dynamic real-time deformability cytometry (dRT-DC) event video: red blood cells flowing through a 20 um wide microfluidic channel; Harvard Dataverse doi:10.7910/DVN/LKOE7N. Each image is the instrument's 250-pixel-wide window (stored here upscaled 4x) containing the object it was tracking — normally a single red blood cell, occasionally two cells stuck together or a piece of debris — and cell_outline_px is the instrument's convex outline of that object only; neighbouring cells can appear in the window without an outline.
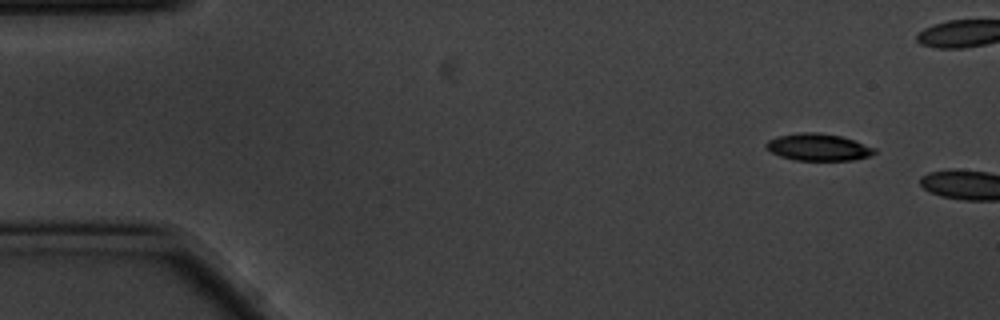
{"species": "common noctule bat (a hibernating species)", "species_latin": "Nyctalus noctula", "temperature_condition": "cold", "stored_images_in_passage": 2, "camera_frame_rate_fps": 3000, "um_per_image_px": 0.085, "animal": {"sex": "male", "body_mass_g": 20.1, "forearm_length_mm": 53.5}, "frame": {"image": 1, "passage_image": 1, "time_ms": 0.0, "image_size_px": [1000, 320], "cell_outline_px": [[876, 152], [868, 156], [852, 160], [796, 160], [780, 156], [764, 148], [764, 144], [768, 140], [776, 136], [800, 132], [816, 132], [840, 136], [876, 148]], "centroid_in_image_um": [69.49, 12.5], "position_along_channel_um": 15.5, "area_um2": 16.99}}